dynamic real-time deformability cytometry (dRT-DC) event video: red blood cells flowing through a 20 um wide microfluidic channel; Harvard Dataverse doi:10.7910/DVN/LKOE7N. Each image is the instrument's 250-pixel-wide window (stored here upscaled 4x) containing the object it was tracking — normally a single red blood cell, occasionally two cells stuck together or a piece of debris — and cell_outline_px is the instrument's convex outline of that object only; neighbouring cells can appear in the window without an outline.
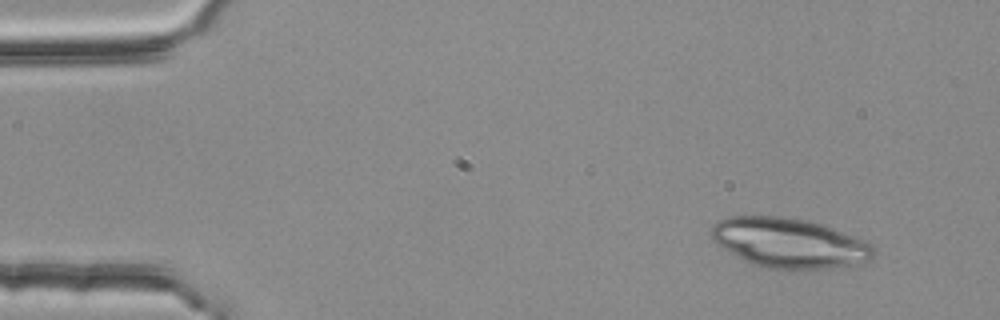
{"species": "common noctule bat (a hibernating species)", "species_latin": "Nyctalus noctula", "temperature_condition": "room temperature", "stored_images_in_passage": 3, "camera_frame_rate_fps": 3000, "um_per_image_px": 0.085, "animal": {"sex": "female", "body_mass_g": 25.1}, "frame": {"image": 1, "passage_image": 1, "time_ms": 0.0, "image_size_px": [1000, 320], "cell_outline_px": [[876, 252], [872, 260], [852, 264], [828, 268], [760, 268], [720, 248], [712, 240], [712, 224], [724, 216], [780, 216], [808, 220], [832, 228], [864, 240], [872, 244], [876, 248]], "centroid_in_image_um": [67.04, 20.64], "position_along_channel_um": 18.0, "area_um2": 47.11}}